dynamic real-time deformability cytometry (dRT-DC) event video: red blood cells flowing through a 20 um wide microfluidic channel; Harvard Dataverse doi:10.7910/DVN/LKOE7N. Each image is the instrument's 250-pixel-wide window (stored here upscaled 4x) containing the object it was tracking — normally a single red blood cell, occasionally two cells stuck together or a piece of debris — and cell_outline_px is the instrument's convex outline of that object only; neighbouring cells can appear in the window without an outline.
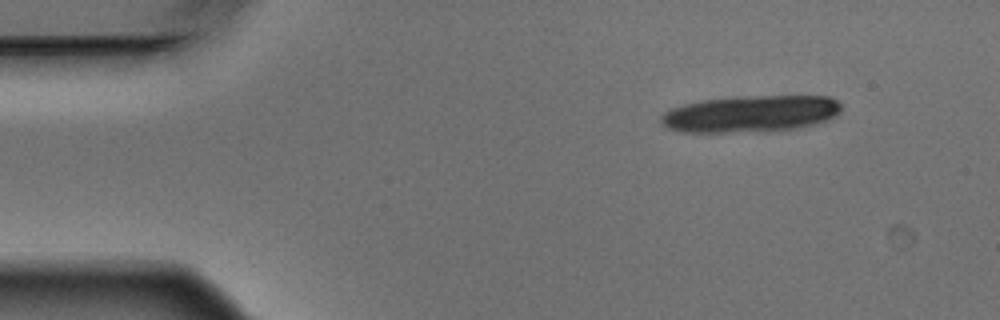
{"species": "Egyptian fruit bat (a non-hibernating species)", "species_latin": "Rousettus aegyptiacus", "temperature_condition": "warm", "stored_images_in_passage": 9, "camera_frame_rate_fps": 3000, "um_per_image_px": 0.085, "animal": {"sex": "male"}, "frame": {"image": 1, "passage_image": 1, "time_ms": 0.0, "image_size_px": [1000, 320], "cell_outline_px": [[840, 112], [836, 116], [828, 120], [796, 128], [724, 132], [680, 132], [668, 128], [660, 124], [660, 116], [664, 112], [672, 108], [684, 104], [704, 100], [736, 96], [832, 96], [840, 104]], "centroid_in_image_um": [63.77, 9.66], "position_along_channel_um": 21.2, "area_um2": 38.32}}
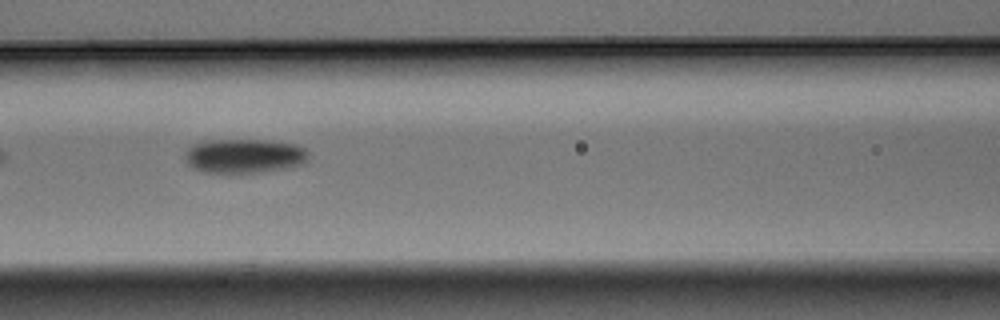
{"frame": {"image": 2, "passage_image": 6, "time_ms": 1.667, "image_size_px": [1000, 320], "cell_outline_px": [[308, 156], [304, 164], [288, 168], [260, 172], [204, 172], [192, 168], [184, 160], [184, 152], [192, 144], [208, 140], [264, 140], [296, 144], [304, 148], [308, 152]], "centroid_in_image_um": [20.74, 13.25], "position_along_channel_um": 145.9, "area_um2": 24.8}}
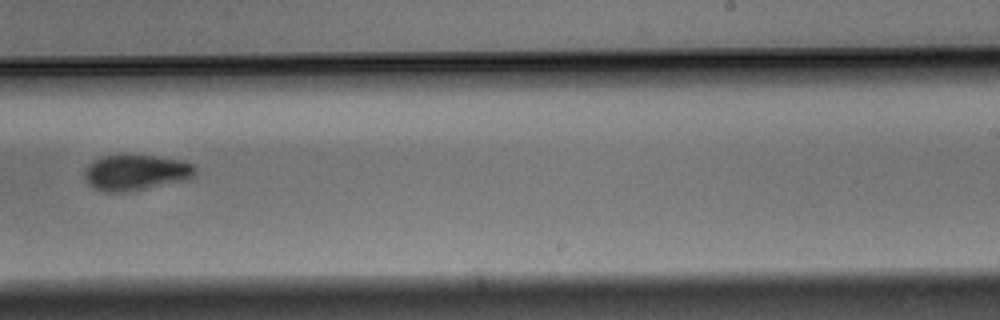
{"frame": {"image": 3, "passage_image": 9, "time_ms": 2.667, "image_size_px": [1000, 320], "cell_outline_px": [[196, 172], [192, 176], [184, 180], [136, 192], [104, 192], [92, 188], [88, 184], [84, 176], [84, 172], [88, 164], [92, 160], [100, 156], [152, 156], [184, 160], [192, 164], [196, 168]], "centroid_in_image_um": [11.52, 14.69], "position_along_channel_um": 277.5, "area_um2": 23.29}}